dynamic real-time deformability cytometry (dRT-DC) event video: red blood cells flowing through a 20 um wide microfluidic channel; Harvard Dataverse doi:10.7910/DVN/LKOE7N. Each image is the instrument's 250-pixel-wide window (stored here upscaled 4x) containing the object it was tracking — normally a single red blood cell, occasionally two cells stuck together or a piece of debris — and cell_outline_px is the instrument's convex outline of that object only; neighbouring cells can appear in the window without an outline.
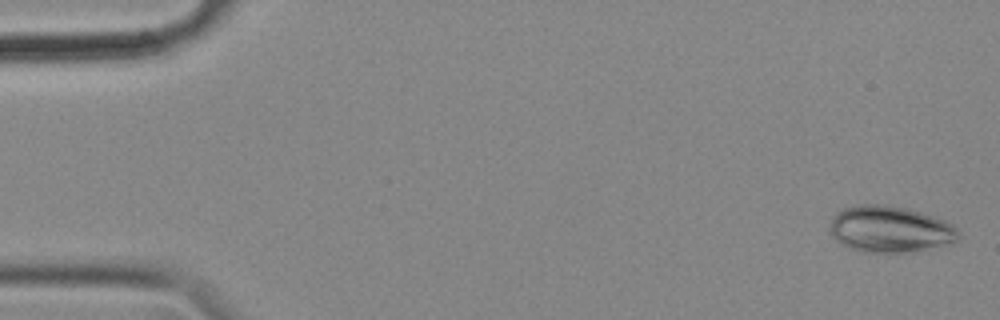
{"species": "common noctule bat (a hibernating species)", "species_latin": "Nyctalus noctula", "temperature_condition": "cold", "stored_images_in_passage": 40, "camera_frame_rate_fps": 3000, "um_per_image_px": 0.085, "animal": {"sex": "female", "body_mass_g": 18.4}, "frame": {"image": 1, "passage_image": 2, "time_ms": 0.333, "image_size_px": [1000, 320], "cell_outline_px": [[960, 236], [956, 240], [924, 248], [904, 252], [864, 252], [852, 248], [844, 244], [832, 232], [832, 220], [844, 208], [860, 204], [884, 204], [908, 208], [944, 220], [952, 224], [960, 232]], "centroid_in_image_um": [75.69, 19.45], "position_along_channel_um": 9.3, "area_um2": 33.64}}
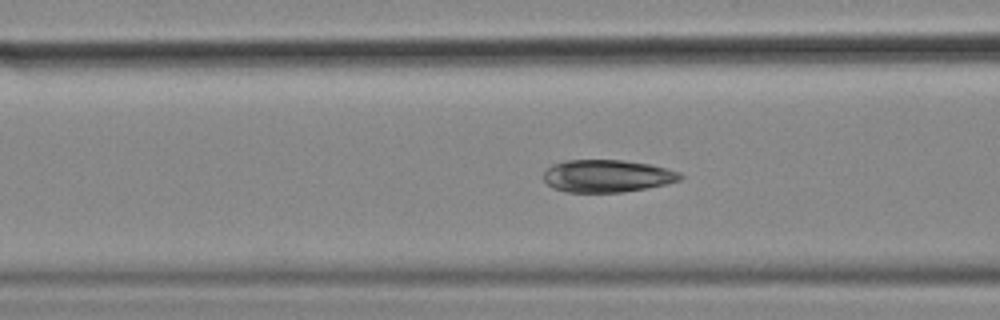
{"frame": {"image": 2, "passage_image": 22, "time_ms": 7.0, "image_size_px": [1000, 320], "cell_outline_px": [[684, 176], [680, 180], [664, 184], [624, 192], [568, 192], [552, 188], [544, 180], [544, 172], [552, 164], [564, 160], [624, 160], [648, 164], [668, 168], [680, 172]], "centroid_in_image_um": [51.6, 14.95], "position_along_channel_um": 115.0, "area_um2": 25.84}}
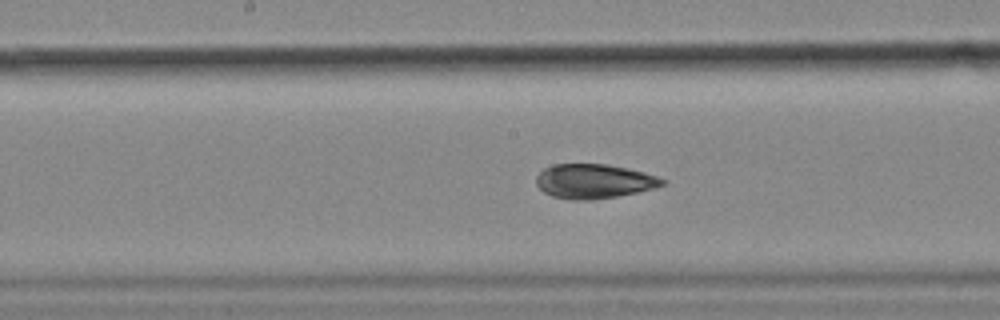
{"frame": {"image": 3, "passage_image": 29, "time_ms": 9.333, "image_size_px": [1000, 320], "cell_outline_px": [[668, 180], [664, 184], [652, 188], [636, 192], [616, 196], [592, 200], [572, 200], [552, 196], [544, 192], [536, 184], [536, 176], [544, 168], [552, 164], [608, 164], [628, 168], [644, 172]], "centroid_in_image_um": [50.46, 15.4], "position_along_channel_um": 197.7, "area_um2": 25.26}}